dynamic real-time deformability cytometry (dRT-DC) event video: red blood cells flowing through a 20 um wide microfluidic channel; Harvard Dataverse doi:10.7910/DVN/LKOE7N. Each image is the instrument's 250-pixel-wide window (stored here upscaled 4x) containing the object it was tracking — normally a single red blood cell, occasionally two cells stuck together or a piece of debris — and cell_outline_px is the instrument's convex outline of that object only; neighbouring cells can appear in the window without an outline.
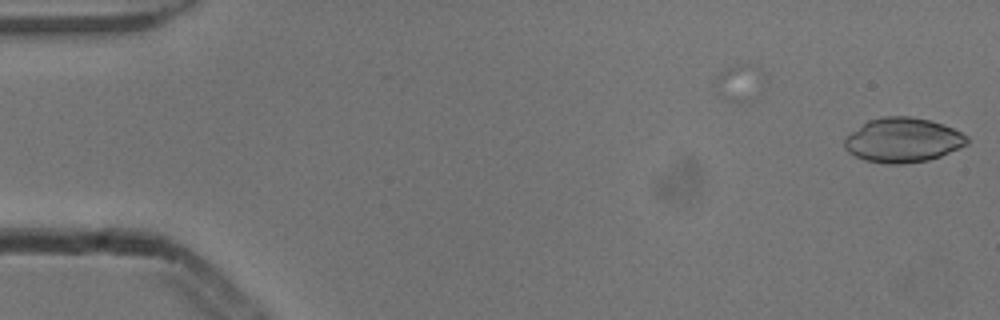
{"species": "common noctule bat (a hibernating species)", "species_latin": "Nyctalus noctula", "temperature_condition": "cold", "stored_images_in_passage": 2, "camera_frame_rate_fps": 3000, "um_per_image_px": 0.085, "animal": {"sex": "male", "body_mass_g": 13.3}, "frame": {"image": 1, "passage_image": 2, "time_ms": 0.333, "image_size_px": [1000, 320], "cell_outline_px": [[968, 144], [960, 148], [940, 156], [928, 160], [900, 164], [888, 164], [864, 160], [848, 152], [844, 148], [844, 140], [852, 132], [868, 120], [880, 116], [908, 116], [928, 120], [944, 124], [968, 136]], "centroid_in_image_um": [76.75, 11.91], "position_along_channel_um": 8.3, "area_um2": 31.73}}